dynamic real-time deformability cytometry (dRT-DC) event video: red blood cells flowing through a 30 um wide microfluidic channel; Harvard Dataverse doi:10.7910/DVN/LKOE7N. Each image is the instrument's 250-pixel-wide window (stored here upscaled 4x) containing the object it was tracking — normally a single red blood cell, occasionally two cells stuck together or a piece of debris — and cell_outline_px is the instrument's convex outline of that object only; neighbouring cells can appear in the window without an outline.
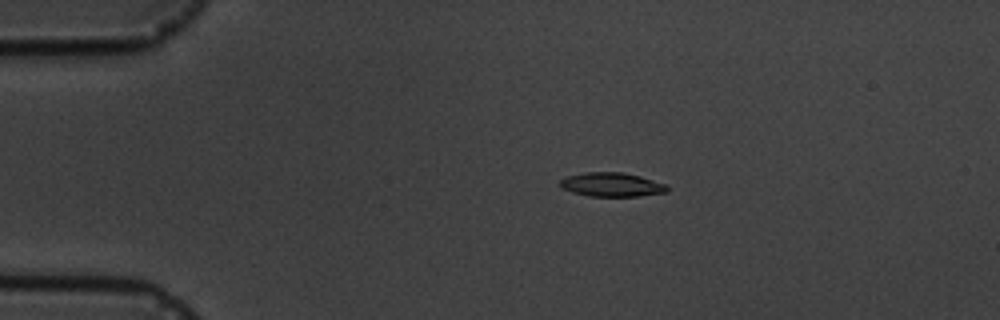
{"species": "common noctule bat (a hibernating species)", "species_latin": "Nyctalus noctula", "temperature_condition": "cold", "stored_images_in_passage": 5, "camera_frame_rate_fps": 3000, "um_per_image_px": 0.085, "animal": {"sex": "male", "body_mass_g": 19.5, "forearm_length_mm": 54.6}, "frame": {"image": 1, "passage_image": 3, "time_ms": 3.0, "image_size_px": [1000, 320], "cell_outline_px": [[668, 192], [636, 196], [588, 196], [572, 192], [560, 188], [560, 180], [568, 176], [584, 172], [624, 172], [640, 176], [664, 184], [668, 188]], "centroid_in_image_um": [51.96, 15.69], "position_along_channel_um": 33.0, "area_um2": 14.91}}
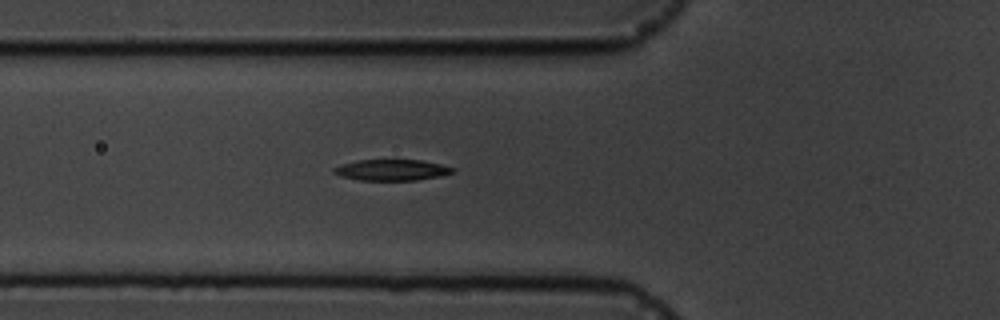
{"frame": {"image": 2, "passage_image": 5, "time_ms": 6.0, "image_size_px": [1000, 320], "cell_outline_px": [[456, 172], [440, 176], [416, 180], [360, 180], [340, 176], [332, 172], [332, 168], [340, 164], [360, 160], [392, 156], [420, 160], [440, 164], [456, 168]], "centroid_in_image_um": [33.29, 14.39], "position_along_channel_um": 92.5, "area_um2": 15.49}}